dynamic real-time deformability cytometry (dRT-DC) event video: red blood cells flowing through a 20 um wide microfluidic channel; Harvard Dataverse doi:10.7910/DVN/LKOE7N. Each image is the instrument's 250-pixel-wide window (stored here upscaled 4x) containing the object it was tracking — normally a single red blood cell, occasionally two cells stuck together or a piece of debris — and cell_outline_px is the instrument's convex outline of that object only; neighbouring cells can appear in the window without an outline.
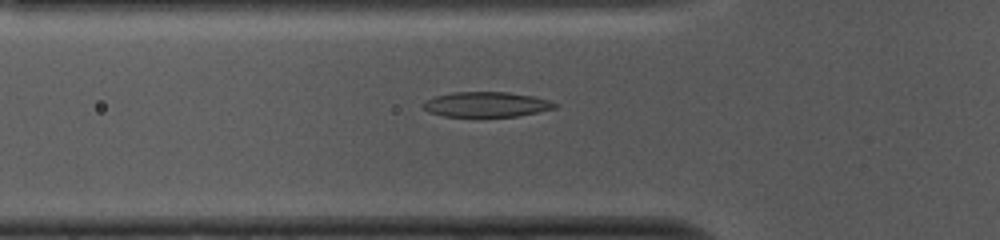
{"species": "common noctule bat (a hibernating species)", "species_latin": "Nyctalus noctula", "temperature_condition": "cold", "stored_images_in_passage": 52, "camera_frame_rate_fps": 3000, "um_per_image_px": 0.085, "animal": {"sex": "female", "body_mass_g": 10.0, "forearm_length_mm": 53.1}, "frame": {"image": 1, "passage_image": 16, "time_ms": 5.0, "image_size_px": [1000, 240], "cell_outline_px": [[560, 104], [556, 108], [516, 116], [444, 116], [428, 112], [420, 104], [436, 96], [452, 92], [508, 92], [532, 96], [552, 100]], "centroid_in_image_um": [41.37, 8.87], "position_along_channel_um": 84.4, "area_um2": 19.19}}
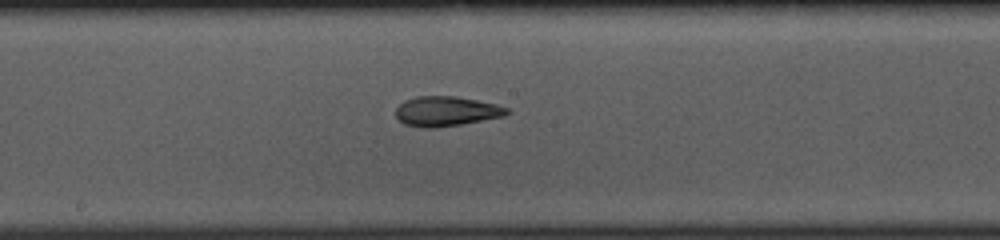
{"frame": {"image": 2, "passage_image": 26, "time_ms": 8.333, "image_size_px": [1000, 240], "cell_outline_px": [[512, 112], [504, 116], [460, 124], [436, 128], [424, 128], [404, 124], [396, 116], [396, 108], [404, 100], [416, 96], [456, 96], [496, 104], [508, 108]], "centroid_in_image_um": [37.93, 9.45], "position_along_channel_um": 210.3, "area_um2": 19.31}}
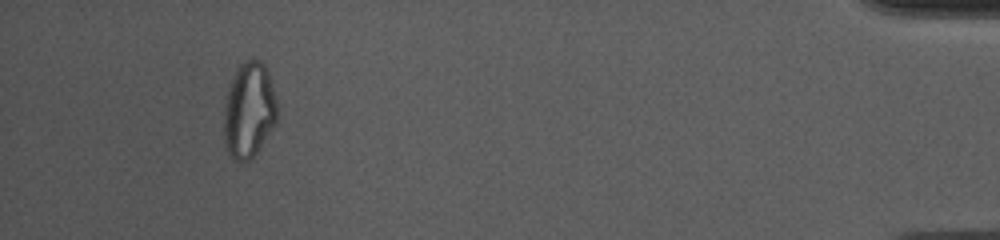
{"frame": {"image": 3, "passage_image": 48, "time_ms": 15.667, "image_size_px": [1000, 240], "cell_outline_px": [[280, 116], [276, 124], [252, 160], [240, 164], [224, 148], [224, 100], [228, 88], [236, 68], [244, 60], [252, 56], [260, 60], [264, 64], [268, 72], [280, 112]], "centroid_in_image_um": [21.18, 9.38], "position_along_channel_um": 414.0, "area_um2": 30.81}, "authors_computed_cell_mechanics": {"area_um2": 20.2011, "velocity_mm_per_s": 3.7431, "shape_relaxation_time_tau1_ms": 10.8356, "shape_relaxation_time_tau2_ms": 2.6911, "deformation_change_tau1": 0.2771, "deformation_change_tau2": 0.1108}}